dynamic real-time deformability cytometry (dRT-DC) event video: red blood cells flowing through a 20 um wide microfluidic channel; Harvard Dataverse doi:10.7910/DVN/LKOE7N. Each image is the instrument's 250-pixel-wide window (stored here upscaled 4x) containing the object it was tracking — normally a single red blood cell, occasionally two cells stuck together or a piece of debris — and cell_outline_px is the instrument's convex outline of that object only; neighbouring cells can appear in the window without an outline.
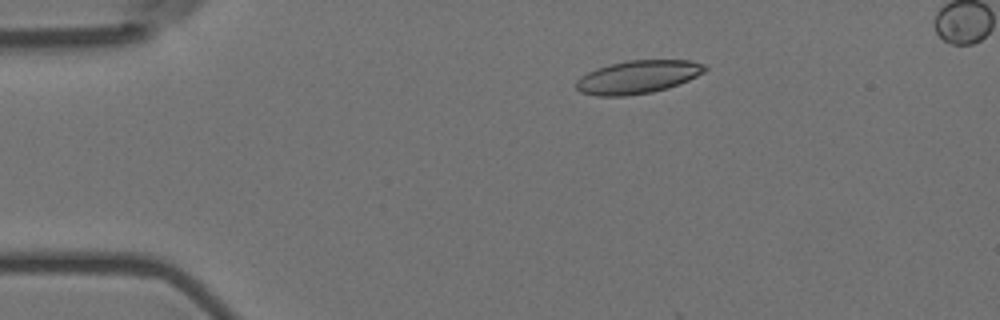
{"species": "Egyptian fruit bat (a non-hibernating species)", "species_latin": "Rousettus aegyptiacus", "temperature_condition": "room temperature", "stored_images_in_passage": 5, "segment_of_instrument_passage": [1, 2], "camera_frame_rate_fps": 3000, "um_per_image_px": 0.085, "animal": {"sex": "female"}, "frame": {"image": 1, "passage_image": 3, "time_ms": 0.667, "image_size_px": [1000, 320], "cell_outline_px": [[708, 68], [704, 72], [688, 80], [668, 88], [652, 92], [624, 96], [596, 96], [580, 92], [576, 88], [576, 80], [580, 76], [596, 68], [628, 60], [692, 60], [708, 64]], "centroid_in_image_um": [54.23, 6.54], "position_along_channel_um": 30.8, "area_um2": 24.97}}